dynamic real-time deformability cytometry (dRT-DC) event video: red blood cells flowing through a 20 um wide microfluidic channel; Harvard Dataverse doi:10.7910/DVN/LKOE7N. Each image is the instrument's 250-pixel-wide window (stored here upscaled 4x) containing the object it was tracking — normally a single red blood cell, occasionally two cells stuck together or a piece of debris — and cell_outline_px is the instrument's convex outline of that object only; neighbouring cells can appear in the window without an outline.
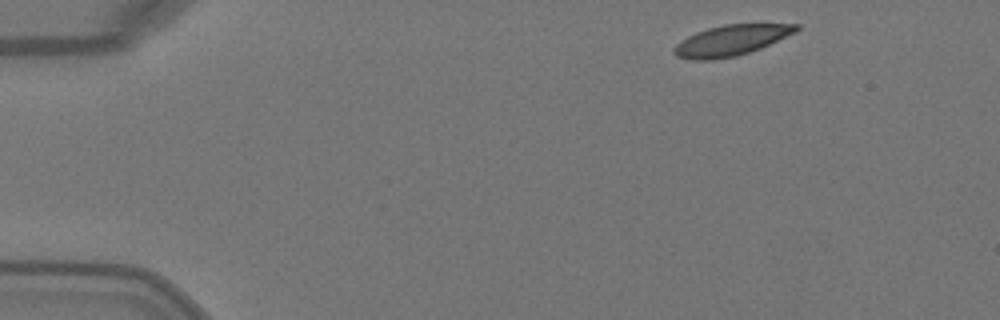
{"species": "Egyptian fruit bat (a non-hibernating species)", "species_latin": "Rousettus aegyptiacus", "temperature_condition": "warm", "stored_images_in_passage": 4, "segment_of_instrument_passage": [1, 2], "camera_frame_rate_fps": 3000, "um_per_image_px": 0.085, "animal": {"sex": "female"}, "frame": {"image": 1, "passage_image": 1, "time_ms": 0.0, "image_size_px": [1000, 320], "cell_outline_px": [[800, 28], [796, 32], [760, 48], [736, 56], [712, 60], [692, 60], [676, 56], [672, 52], [672, 48], [676, 44], [688, 36], [696, 32], [708, 28], [724, 24], [800, 24]], "centroid_in_image_um": [62.11, 3.43], "position_along_channel_um": 22.9, "area_um2": 21.73}}